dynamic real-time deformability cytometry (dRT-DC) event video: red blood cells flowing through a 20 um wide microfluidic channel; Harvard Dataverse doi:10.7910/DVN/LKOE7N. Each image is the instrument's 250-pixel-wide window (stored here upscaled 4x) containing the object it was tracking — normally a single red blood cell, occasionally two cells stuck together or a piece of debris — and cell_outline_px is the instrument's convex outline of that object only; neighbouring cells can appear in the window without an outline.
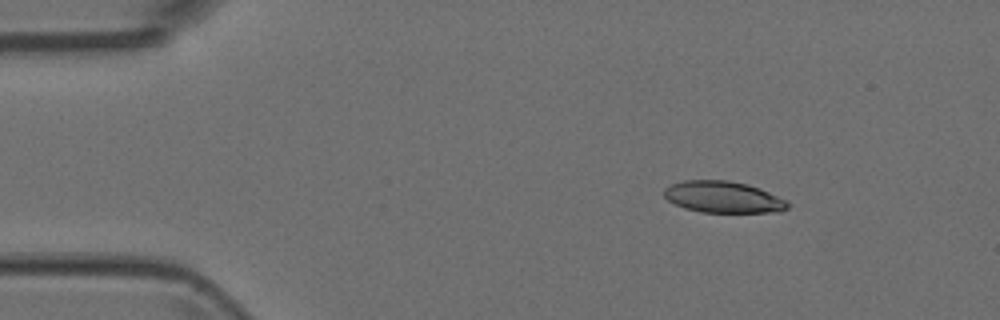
{"species": "Egyptian fruit bat (a non-hibernating species)", "species_latin": "Rousettus aegyptiacus", "temperature_condition": "room temperature", "stored_images_in_passage": 3, "camera_frame_rate_fps": 3000, "um_per_image_px": 0.085, "animal": {"sex": "female"}, "frame": {"image": 1, "passage_image": 1, "time_ms": 0.0, "image_size_px": [1000, 320], "cell_outline_px": [[788, 208], [780, 212], [700, 212], [684, 208], [668, 200], [664, 196], [664, 188], [672, 184], [684, 180], [728, 180], [760, 188], [788, 200]], "centroid_in_image_um": [61.48, 16.75], "position_along_channel_um": 23.5, "area_um2": 22.72}}